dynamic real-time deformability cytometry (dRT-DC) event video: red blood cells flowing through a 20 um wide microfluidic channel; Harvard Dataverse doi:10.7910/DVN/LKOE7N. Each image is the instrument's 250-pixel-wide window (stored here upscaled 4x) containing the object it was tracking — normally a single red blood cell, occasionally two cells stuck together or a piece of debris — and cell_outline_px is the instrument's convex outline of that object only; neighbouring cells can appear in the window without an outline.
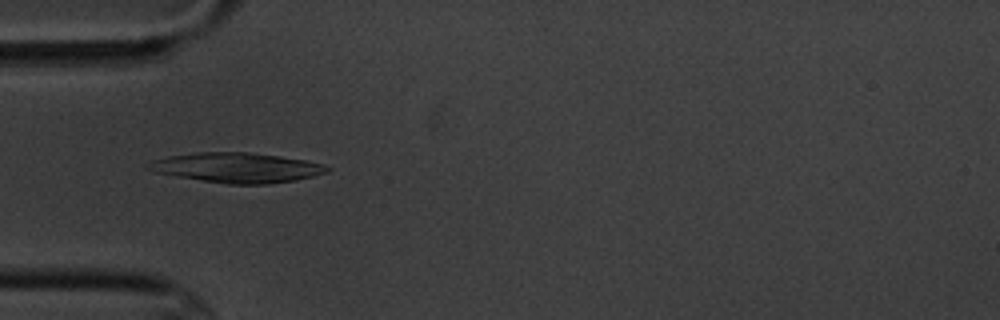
{"species": "common noctule bat (a hibernating species)", "species_latin": "Nyctalus noctula", "temperature_condition": "cold", "stored_images_in_passage": 6, "camera_frame_rate_fps": 3000, "um_per_image_px": 0.085, "animal": {"sex": "male", "body_mass_g": 20.1, "forearm_length_mm": 53.5}, "frame": {"image": 1, "passage_image": 3, "time_ms": 2.333, "image_size_px": [1000, 320], "cell_outline_px": [[332, 168], [328, 172], [296, 180], [268, 184], [228, 184], [176, 176], [156, 172], [144, 168], [152, 160], [168, 156], [196, 152], [248, 152], [280, 156], [304, 160], [324, 164]], "centroid_in_image_um": [20.14, 14.24], "position_along_channel_um": 64.9, "area_um2": 31.1}}
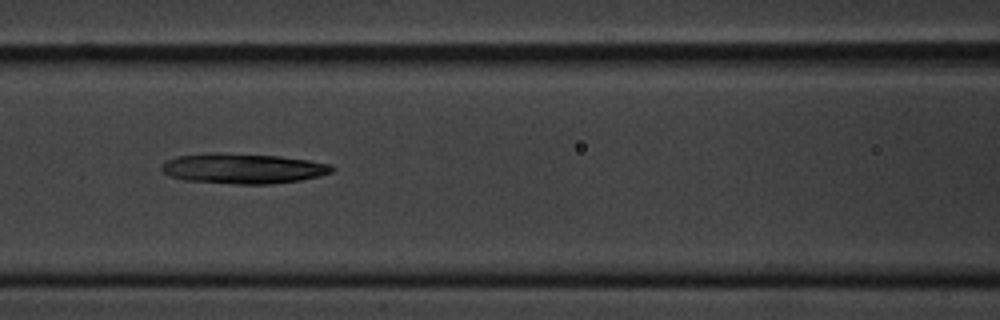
{"frame": {"image": 2, "passage_image": 5, "time_ms": 4.667, "image_size_px": [1000, 320], "cell_outline_px": [[336, 168], [332, 172], [320, 176], [300, 180], [272, 184], [232, 184], [184, 180], [168, 176], [160, 168], [164, 160], [176, 156], [212, 152], [216, 152], [280, 156], [308, 160], [332, 164]], "centroid_in_image_um": [20.64, 14.32], "position_along_channel_um": 146.0, "area_um2": 30.4}}
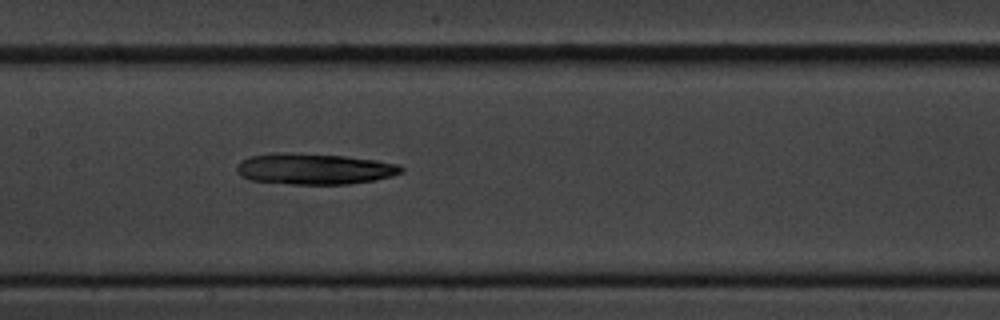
{"frame": {"image": 3, "passage_image": 6, "time_ms": 5.667, "image_size_px": [1000, 320], "cell_outline_px": [[404, 168], [400, 172], [392, 176], [376, 180], [348, 184], [292, 184], [248, 180], [240, 176], [236, 172], [236, 164], [240, 160], [252, 156], [272, 152], [284, 152], [344, 156], [376, 160], [400, 164]], "centroid_in_image_um": [26.67, 14.35], "position_along_channel_um": 180.7, "area_um2": 30.0}}